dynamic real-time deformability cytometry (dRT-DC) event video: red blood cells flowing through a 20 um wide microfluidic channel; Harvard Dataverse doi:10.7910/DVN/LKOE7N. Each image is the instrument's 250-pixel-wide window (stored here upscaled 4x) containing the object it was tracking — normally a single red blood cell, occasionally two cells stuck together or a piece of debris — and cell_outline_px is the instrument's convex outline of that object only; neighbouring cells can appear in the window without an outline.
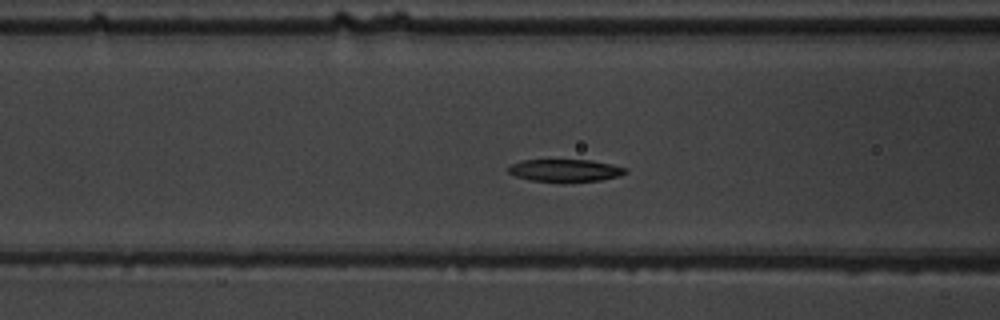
{"species": "common noctule bat (a hibernating species)", "species_latin": "Nyctalus noctula", "temperature_condition": "warm", "stored_images_in_passage": 49, "camera_frame_rate_fps": 3000, "um_per_image_px": 0.085, "animal": {"sex": "male", "body_mass_g": 19.5, "forearm_length_mm": 54.6}, "frame": {"image": 1, "passage_image": 16, "time_ms": 5.0, "image_size_px": [1000, 320], "cell_outline_px": [[628, 172], [620, 176], [600, 180], [564, 184], [560, 184], [532, 180], [516, 176], [508, 172], [508, 168], [512, 164], [520, 160], [592, 160], [612, 164], [628, 168]], "centroid_in_image_um": [48.08, 14.51], "position_along_channel_um": 118.5, "area_um2": 15.9}}
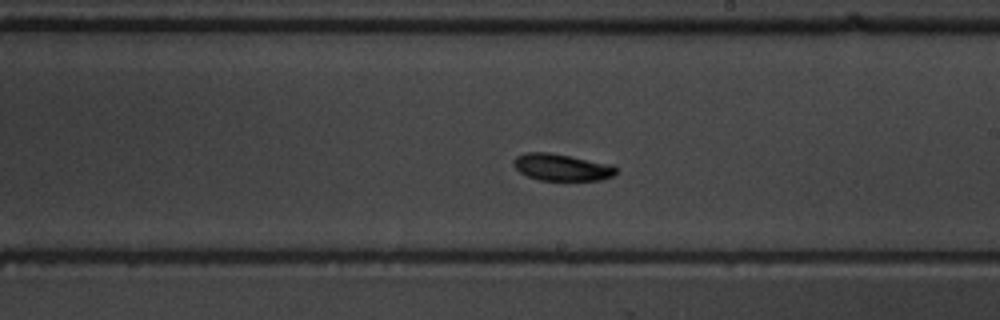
{"frame": {"image": 2, "passage_image": 26, "time_ms": 8.333, "image_size_px": [1000, 320], "cell_outline_px": [[616, 172], [612, 176], [600, 180], [540, 180], [528, 176], [520, 172], [512, 164], [512, 160], [516, 156], [524, 152], [548, 152], [612, 164], [616, 168]], "centroid_in_image_um": [47.71, 14.21], "position_along_channel_um": 241.3, "area_um2": 16.01}}
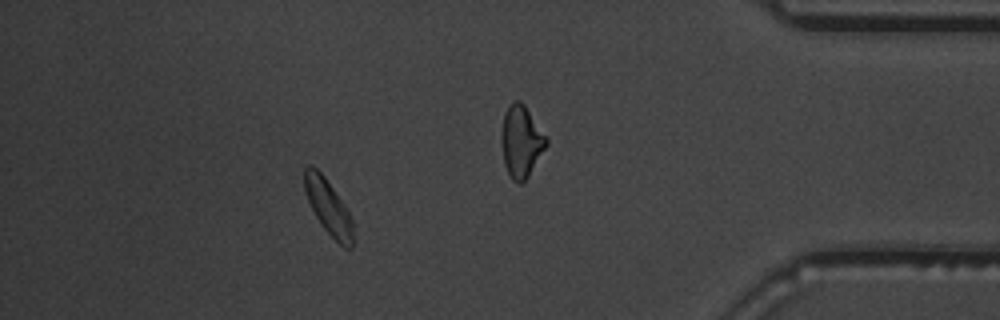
{"frame": {"image": 3, "passage_image": 43, "time_ms": 14.0, "image_size_px": [1000, 320], "cell_outline_px": [[356, 244], [352, 248], [344, 248], [324, 228], [316, 216], [308, 200], [304, 188], [304, 168], [308, 164], [312, 164], [324, 176], [344, 204], [356, 228]], "centroid_in_image_um": [27.97, 17.65], "position_along_channel_um": 407.2, "area_um2": 15.84}, "authors_computed_cell_mechanics": {"area_um2": 15.9528, "velocity_mm_per_s": 3.6947, "shape_relaxation_time_tau1_ms": 2.8038, "shape_relaxation_time_tau2_ms": null, "deformation_change_tau1": 0.1326, "deformation_change_tau2": null}}